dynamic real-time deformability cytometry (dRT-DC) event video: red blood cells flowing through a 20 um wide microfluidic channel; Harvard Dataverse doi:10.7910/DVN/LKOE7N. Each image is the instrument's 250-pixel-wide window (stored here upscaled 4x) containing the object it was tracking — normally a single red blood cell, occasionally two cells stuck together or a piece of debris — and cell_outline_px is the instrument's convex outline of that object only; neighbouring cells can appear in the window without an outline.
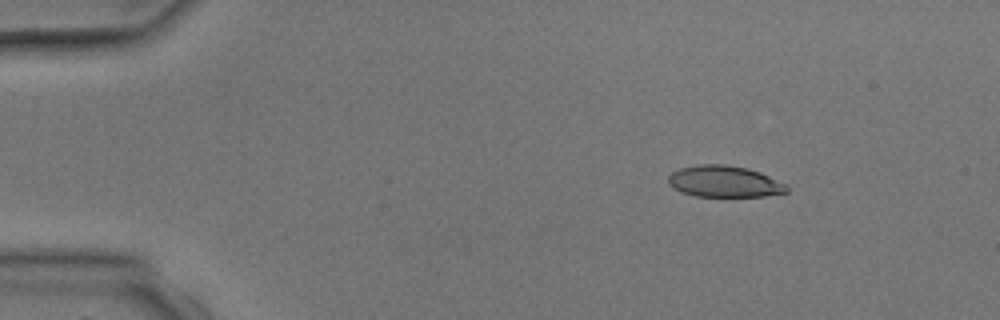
{"species": "common noctule bat (a hibernating species)", "species_latin": "Nyctalus noctula", "temperature_condition": "room temperature", "stored_images_in_passage": 4, "camera_frame_rate_fps": 3000, "um_per_image_px": 0.085, "animal": {"sex": "male", "body_mass_g": 17.9, "forearm_length_mm": 54.2}, "frame": {"image": 1, "passage_image": 2, "time_ms": 1.333, "image_size_px": [1000, 320], "cell_outline_px": [[788, 192], [764, 196], [696, 196], [680, 192], [668, 184], [668, 176], [672, 172], [680, 168], [700, 164], [724, 164], [748, 168], [760, 172], [784, 184], [788, 188]], "centroid_in_image_um": [61.53, 15.42], "position_along_channel_um": 23.5, "area_um2": 21.62}}
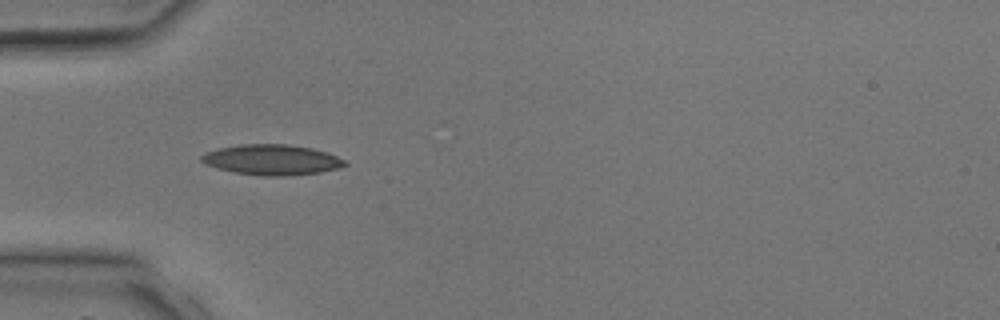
{"frame": {"image": 2, "passage_image": 4, "time_ms": 3.667, "image_size_px": [1000, 320], "cell_outline_px": [[348, 164], [340, 168], [320, 172], [288, 176], [264, 176], [236, 172], [216, 168], [204, 164], [200, 160], [200, 156], [204, 152], [216, 148], [240, 144], [288, 144], [312, 148], [336, 156], [344, 160]], "centroid_in_image_um": [23.06, 13.58], "position_along_channel_um": 61.9, "area_um2": 25.55}}